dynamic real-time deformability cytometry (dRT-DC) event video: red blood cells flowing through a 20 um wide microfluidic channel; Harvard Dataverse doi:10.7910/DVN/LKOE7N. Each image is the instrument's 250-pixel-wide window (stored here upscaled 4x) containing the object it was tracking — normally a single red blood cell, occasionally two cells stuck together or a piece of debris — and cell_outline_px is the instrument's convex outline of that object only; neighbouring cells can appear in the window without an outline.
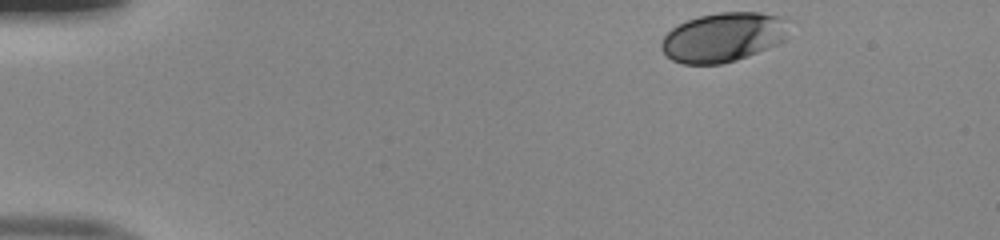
{"species": "human", "species_latin": "Homo sapiens", "temperature_condition": "room temperature", "stored_images_in_passage": 39, "camera_frame_rate_fps": 3000, "um_per_image_px": 0.085, "donor": {"sex": "male"}, "frame": {"image": 1, "passage_image": 1, "time_ms": 0.0, "image_size_px": [1000, 240], "cell_outline_px": [[784, 40], [776, 44], [736, 60], [720, 64], [684, 64], [672, 60], [660, 48], [660, 40], [672, 28], [688, 20], [700, 16], [720, 12], [760, 12], [780, 16], [784, 20]], "centroid_in_image_um": [61.39, 3.17], "position_along_channel_um": 23.6, "area_um2": 36.01}}
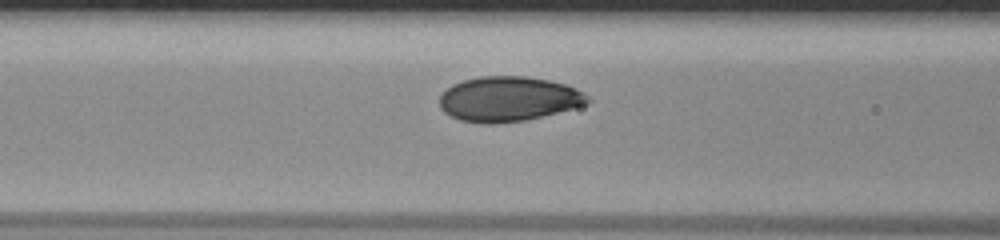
{"frame": {"image": 2, "passage_image": 16, "time_ms": 5.0, "image_size_px": [1000, 240], "cell_outline_px": [[592, 100], [588, 104], [524, 120], [492, 124], [480, 124], [460, 120], [444, 112], [440, 108], [440, 96], [452, 84], [464, 80], [480, 76], [524, 76], [548, 80], [564, 84], [576, 88], [588, 96]], "centroid_in_image_um": [43.2, 8.41], "position_along_channel_um": 123.4, "area_um2": 38.55}}
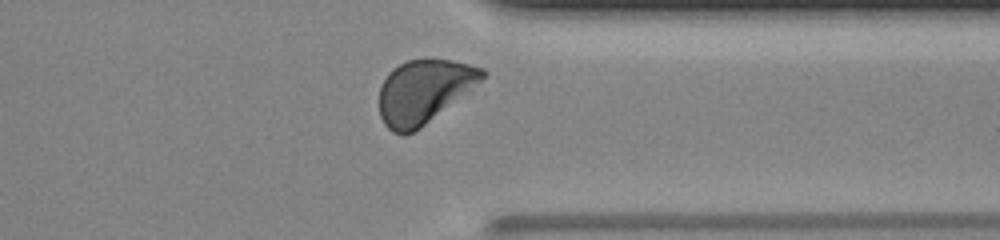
{"frame": {"image": 3, "passage_image": 35, "time_ms": 11.333, "image_size_px": [1000, 240], "cell_outline_px": [[488, 72], [480, 80], [420, 128], [404, 136], [392, 132], [384, 124], [380, 116], [380, 88], [388, 72], [392, 68], [408, 60], [452, 60], [484, 68]], "centroid_in_image_um": [35.97, 7.78], "position_along_channel_um": 375.4, "area_um2": 37.28}, "authors_computed_cell_mechanics": {"area_um2": 37.7434, "velocity_mm_per_s": 3.9949, "shape_relaxation_time_tau1_ms": 1.9127, "shape_relaxation_time_tau2_ms": null, "deformation_change_tau1": 0.115, "deformation_change_tau2": null}}